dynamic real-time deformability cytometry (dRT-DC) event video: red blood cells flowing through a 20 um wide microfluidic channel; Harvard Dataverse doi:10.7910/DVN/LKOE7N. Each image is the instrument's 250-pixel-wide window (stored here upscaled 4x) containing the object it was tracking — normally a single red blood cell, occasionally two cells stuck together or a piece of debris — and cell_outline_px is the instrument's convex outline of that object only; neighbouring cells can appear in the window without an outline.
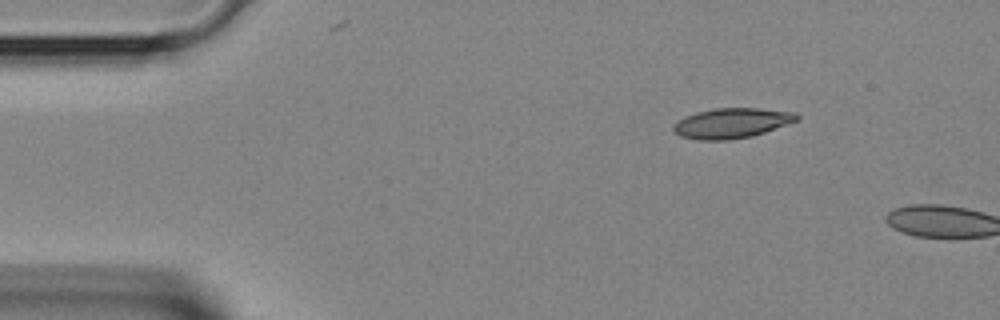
{"species": "Egyptian fruit bat (a non-hibernating species)", "species_latin": "Rousettus aegyptiacus", "temperature_condition": "room temperature", "stored_images_in_passage": 2, "camera_frame_rate_fps": 3000, "um_per_image_px": 0.085, "animal": {"sex": "female"}, "frame": {"image": 1, "passage_image": 1, "time_ms": 0.0, "image_size_px": [1000, 320], "cell_outline_px": [[800, 120], [752, 136], [728, 140], [700, 140], [680, 136], [672, 128], [672, 124], [676, 120], [684, 116], [696, 112], [716, 108], [760, 108], [796, 112], [800, 116]], "centroid_in_image_um": [62.2, 10.45], "position_along_channel_um": 22.8, "area_um2": 21.85}}